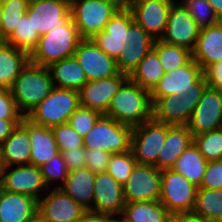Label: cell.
Wrapping results in <instances>:
<instances>
[{"mask_svg":"<svg viewBox=\"0 0 222 222\" xmlns=\"http://www.w3.org/2000/svg\"><path fill=\"white\" fill-rule=\"evenodd\" d=\"M187 1H189V0H183V2H173V4H176V5H183V4H185Z\"/></svg>","mask_w":222,"mask_h":222,"instance_id":"cell-56","label":"cell"},{"mask_svg":"<svg viewBox=\"0 0 222 222\" xmlns=\"http://www.w3.org/2000/svg\"><path fill=\"white\" fill-rule=\"evenodd\" d=\"M6 168L4 153H3V144L0 142V176L2 171Z\"/></svg>","mask_w":222,"mask_h":222,"instance_id":"cell-53","label":"cell"},{"mask_svg":"<svg viewBox=\"0 0 222 222\" xmlns=\"http://www.w3.org/2000/svg\"><path fill=\"white\" fill-rule=\"evenodd\" d=\"M172 4L170 0H132L127 7L134 21L156 40L161 39L165 33Z\"/></svg>","mask_w":222,"mask_h":222,"instance_id":"cell-17","label":"cell"},{"mask_svg":"<svg viewBox=\"0 0 222 222\" xmlns=\"http://www.w3.org/2000/svg\"><path fill=\"white\" fill-rule=\"evenodd\" d=\"M118 2H120L123 6H126V0H117Z\"/></svg>","mask_w":222,"mask_h":222,"instance_id":"cell-57","label":"cell"},{"mask_svg":"<svg viewBox=\"0 0 222 222\" xmlns=\"http://www.w3.org/2000/svg\"><path fill=\"white\" fill-rule=\"evenodd\" d=\"M124 206L123 186L107 171L97 173L94 181L93 214L120 217Z\"/></svg>","mask_w":222,"mask_h":222,"instance_id":"cell-20","label":"cell"},{"mask_svg":"<svg viewBox=\"0 0 222 222\" xmlns=\"http://www.w3.org/2000/svg\"><path fill=\"white\" fill-rule=\"evenodd\" d=\"M0 187L8 192L30 196L37 201L41 198L42 190L49 189L40 167L31 164L6 167L0 176Z\"/></svg>","mask_w":222,"mask_h":222,"instance_id":"cell-15","label":"cell"},{"mask_svg":"<svg viewBox=\"0 0 222 222\" xmlns=\"http://www.w3.org/2000/svg\"><path fill=\"white\" fill-rule=\"evenodd\" d=\"M168 222H213L203 219L191 212H170L168 214Z\"/></svg>","mask_w":222,"mask_h":222,"instance_id":"cell-49","label":"cell"},{"mask_svg":"<svg viewBox=\"0 0 222 222\" xmlns=\"http://www.w3.org/2000/svg\"><path fill=\"white\" fill-rule=\"evenodd\" d=\"M40 169L48 188L51 186L50 184H52V182L54 183V181L56 183V181L60 180L64 184L69 173L62 153L55 155L46 164H43Z\"/></svg>","mask_w":222,"mask_h":222,"instance_id":"cell-43","label":"cell"},{"mask_svg":"<svg viewBox=\"0 0 222 222\" xmlns=\"http://www.w3.org/2000/svg\"><path fill=\"white\" fill-rule=\"evenodd\" d=\"M96 174L89 168L83 167L69 171L65 183L57 186L79 205L93 214L94 181ZM92 202V203H91Z\"/></svg>","mask_w":222,"mask_h":222,"instance_id":"cell-26","label":"cell"},{"mask_svg":"<svg viewBox=\"0 0 222 222\" xmlns=\"http://www.w3.org/2000/svg\"><path fill=\"white\" fill-rule=\"evenodd\" d=\"M101 113L79 106L69 117V125L83 138L94 127Z\"/></svg>","mask_w":222,"mask_h":222,"instance_id":"cell-41","label":"cell"},{"mask_svg":"<svg viewBox=\"0 0 222 222\" xmlns=\"http://www.w3.org/2000/svg\"><path fill=\"white\" fill-rule=\"evenodd\" d=\"M192 135L222 128V90L207 85L187 123Z\"/></svg>","mask_w":222,"mask_h":222,"instance_id":"cell-10","label":"cell"},{"mask_svg":"<svg viewBox=\"0 0 222 222\" xmlns=\"http://www.w3.org/2000/svg\"><path fill=\"white\" fill-rule=\"evenodd\" d=\"M198 188L222 189V160L207 162L202 184Z\"/></svg>","mask_w":222,"mask_h":222,"instance_id":"cell-45","label":"cell"},{"mask_svg":"<svg viewBox=\"0 0 222 222\" xmlns=\"http://www.w3.org/2000/svg\"><path fill=\"white\" fill-rule=\"evenodd\" d=\"M53 80L49 67L32 62L22 69L10 89L18 110L26 117L53 89Z\"/></svg>","mask_w":222,"mask_h":222,"instance_id":"cell-2","label":"cell"},{"mask_svg":"<svg viewBox=\"0 0 222 222\" xmlns=\"http://www.w3.org/2000/svg\"><path fill=\"white\" fill-rule=\"evenodd\" d=\"M62 156L69 171L86 167V148L84 146L63 151Z\"/></svg>","mask_w":222,"mask_h":222,"instance_id":"cell-47","label":"cell"},{"mask_svg":"<svg viewBox=\"0 0 222 222\" xmlns=\"http://www.w3.org/2000/svg\"><path fill=\"white\" fill-rule=\"evenodd\" d=\"M199 30L200 27L183 5L172 4L168 14L165 33L160 40L193 51Z\"/></svg>","mask_w":222,"mask_h":222,"instance_id":"cell-18","label":"cell"},{"mask_svg":"<svg viewBox=\"0 0 222 222\" xmlns=\"http://www.w3.org/2000/svg\"><path fill=\"white\" fill-rule=\"evenodd\" d=\"M123 5L117 0H72L71 18L83 39H92Z\"/></svg>","mask_w":222,"mask_h":222,"instance_id":"cell-4","label":"cell"},{"mask_svg":"<svg viewBox=\"0 0 222 222\" xmlns=\"http://www.w3.org/2000/svg\"><path fill=\"white\" fill-rule=\"evenodd\" d=\"M0 118L4 120H22L24 118L17 108L11 90L0 89Z\"/></svg>","mask_w":222,"mask_h":222,"instance_id":"cell-44","label":"cell"},{"mask_svg":"<svg viewBox=\"0 0 222 222\" xmlns=\"http://www.w3.org/2000/svg\"><path fill=\"white\" fill-rule=\"evenodd\" d=\"M26 15L40 36L71 19L69 0H30Z\"/></svg>","mask_w":222,"mask_h":222,"instance_id":"cell-14","label":"cell"},{"mask_svg":"<svg viewBox=\"0 0 222 222\" xmlns=\"http://www.w3.org/2000/svg\"><path fill=\"white\" fill-rule=\"evenodd\" d=\"M193 143L208 162L222 160V128L193 136Z\"/></svg>","mask_w":222,"mask_h":222,"instance_id":"cell-38","label":"cell"},{"mask_svg":"<svg viewBox=\"0 0 222 222\" xmlns=\"http://www.w3.org/2000/svg\"><path fill=\"white\" fill-rule=\"evenodd\" d=\"M111 155L101 149H86V167L95 174L106 172Z\"/></svg>","mask_w":222,"mask_h":222,"instance_id":"cell-46","label":"cell"},{"mask_svg":"<svg viewBox=\"0 0 222 222\" xmlns=\"http://www.w3.org/2000/svg\"><path fill=\"white\" fill-rule=\"evenodd\" d=\"M198 187L173 169L161 170L160 203L170 212H191Z\"/></svg>","mask_w":222,"mask_h":222,"instance_id":"cell-8","label":"cell"},{"mask_svg":"<svg viewBox=\"0 0 222 222\" xmlns=\"http://www.w3.org/2000/svg\"><path fill=\"white\" fill-rule=\"evenodd\" d=\"M110 222H126L121 216L118 217H110Z\"/></svg>","mask_w":222,"mask_h":222,"instance_id":"cell-55","label":"cell"},{"mask_svg":"<svg viewBox=\"0 0 222 222\" xmlns=\"http://www.w3.org/2000/svg\"><path fill=\"white\" fill-rule=\"evenodd\" d=\"M164 74L165 72L157 53L151 49L128 78L141 88L151 92Z\"/></svg>","mask_w":222,"mask_h":222,"instance_id":"cell-32","label":"cell"},{"mask_svg":"<svg viewBox=\"0 0 222 222\" xmlns=\"http://www.w3.org/2000/svg\"><path fill=\"white\" fill-rule=\"evenodd\" d=\"M134 22L133 14L127 6H122L105 25L102 32L92 40L111 58L117 60L123 46H127L130 37V25Z\"/></svg>","mask_w":222,"mask_h":222,"instance_id":"cell-13","label":"cell"},{"mask_svg":"<svg viewBox=\"0 0 222 222\" xmlns=\"http://www.w3.org/2000/svg\"><path fill=\"white\" fill-rule=\"evenodd\" d=\"M49 69L55 87L79 91L88 82L85 72L75 56L54 62Z\"/></svg>","mask_w":222,"mask_h":222,"instance_id":"cell-30","label":"cell"},{"mask_svg":"<svg viewBox=\"0 0 222 222\" xmlns=\"http://www.w3.org/2000/svg\"><path fill=\"white\" fill-rule=\"evenodd\" d=\"M106 116L133 128L151 120L153 107L150 91L128 78L112 97Z\"/></svg>","mask_w":222,"mask_h":222,"instance_id":"cell-1","label":"cell"},{"mask_svg":"<svg viewBox=\"0 0 222 222\" xmlns=\"http://www.w3.org/2000/svg\"><path fill=\"white\" fill-rule=\"evenodd\" d=\"M30 0H0V40H5L26 14Z\"/></svg>","mask_w":222,"mask_h":222,"instance_id":"cell-37","label":"cell"},{"mask_svg":"<svg viewBox=\"0 0 222 222\" xmlns=\"http://www.w3.org/2000/svg\"><path fill=\"white\" fill-rule=\"evenodd\" d=\"M48 222H82L89 213L61 188H53L38 200L37 210Z\"/></svg>","mask_w":222,"mask_h":222,"instance_id":"cell-16","label":"cell"},{"mask_svg":"<svg viewBox=\"0 0 222 222\" xmlns=\"http://www.w3.org/2000/svg\"><path fill=\"white\" fill-rule=\"evenodd\" d=\"M127 79L128 75L119 72L109 78L86 82L79 90L80 106L106 115L112 97Z\"/></svg>","mask_w":222,"mask_h":222,"instance_id":"cell-21","label":"cell"},{"mask_svg":"<svg viewBox=\"0 0 222 222\" xmlns=\"http://www.w3.org/2000/svg\"><path fill=\"white\" fill-rule=\"evenodd\" d=\"M133 127L102 115L83 138L86 149H101L110 153L131 150Z\"/></svg>","mask_w":222,"mask_h":222,"instance_id":"cell-6","label":"cell"},{"mask_svg":"<svg viewBox=\"0 0 222 222\" xmlns=\"http://www.w3.org/2000/svg\"><path fill=\"white\" fill-rule=\"evenodd\" d=\"M29 61L27 52L0 40V89L10 90Z\"/></svg>","mask_w":222,"mask_h":222,"instance_id":"cell-28","label":"cell"},{"mask_svg":"<svg viewBox=\"0 0 222 222\" xmlns=\"http://www.w3.org/2000/svg\"><path fill=\"white\" fill-rule=\"evenodd\" d=\"M203 92L172 94L158 98L153 104V119L170 126L187 125Z\"/></svg>","mask_w":222,"mask_h":222,"instance_id":"cell-12","label":"cell"},{"mask_svg":"<svg viewBox=\"0 0 222 222\" xmlns=\"http://www.w3.org/2000/svg\"><path fill=\"white\" fill-rule=\"evenodd\" d=\"M130 1H132V0H126V6H127V4H128V2H130ZM172 3L174 2V0H170Z\"/></svg>","mask_w":222,"mask_h":222,"instance_id":"cell-58","label":"cell"},{"mask_svg":"<svg viewBox=\"0 0 222 222\" xmlns=\"http://www.w3.org/2000/svg\"><path fill=\"white\" fill-rule=\"evenodd\" d=\"M21 124L29 133L31 142V165L41 167L60 153L51 128L34 124L26 117L22 119Z\"/></svg>","mask_w":222,"mask_h":222,"instance_id":"cell-24","label":"cell"},{"mask_svg":"<svg viewBox=\"0 0 222 222\" xmlns=\"http://www.w3.org/2000/svg\"><path fill=\"white\" fill-rule=\"evenodd\" d=\"M51 129L54 133L55 141L60 153L84 146L83 137L80 136L69 123L56 125Z\"/></svg>","mask_w":222,"mask_h":222,"instance_id":"cell-42","label":"cell"},{"mask_svg":"<svg viewBox=\"0 0 222 222\" xmlns=\"http://www.w3.org/2000/svg\"><path fill=\"white\" fill-rule=\"evenodd\" d=\"M6 167L29 165L31 142L28 130L20 123L2 142Z\"/></svg>","mask_w":222,"mask_h":222,"instance_id":"cell-29","label":"cell"},{"mask_svg":"<svg viewBox=\"0 0 222 222\" xmlns=\"http://www.w3.org/2000/svg\"><path fill=\"white\" fill-rule=\"evenodd\" d=\"M74 56L88 81L109 78L119 73L116 60L101 50L92 39H83Z\"/></svg>","mask_w":222,"mask_h":222,"instance_id":"cell-19","label":"cell"},{"mask_svg":"<svg viewBox=\"0 0 222 222\" xmlns=\"http://www.w3.org/2000/svg\"><path fill=\"white\" fill-rule=\"evenodd\" d=\"M207 160L192 143L177 159L171 168L175 172L182 174L188 181L200 187L205 173Z\"/></svg>","mask_w":222,"mask_h":222,"instance_id":"cell-33","label":"cell"},{"mask_svg":"<svg viewBox=\"0 0 222 222\" xmlns=\"http://www.w3.org/2000/svg\"><path fill=\"white\" fill-rule=\"evenodd\" d=\"M82 222H110V217L88 213Z\"/></svg>","mask_w":222,"mask_h":222,"instance_id":"cell-51","label":"cell"},{"mask_svg":"<svg viewBox=\"0 0 222 222\" xmlns=\"http://www.w3.org/2000/svg\"><path fill=\"white\" fill-rule=\"evenodd\" d=\"M158 55L165 73L187 65L192 60V51L185 47L171 45L156 39L152 48Z\"/></svg>","mask_w":222,"mask_h":222,"instance_id":"cell-35","label":"cell"},{"mask_svg":"<svg viewBox=\"0 0 222 222\" xmlns=\"http://www.w3.org/2000/svg\"><path fill=\"white\" fill-rule=\"evenodd\" d=\"M79 106V91L54 86L26 118L34 124L52 128L68 123L69 117Z\"/></svg>","mask_w":222,"mask_h":222,"instance_id":"cell-5","label":"cell"},{"mask_svg":"<svg viewBox=\"0 0 222 222\" xmlns=\"http://www.w3.org/2000/svg\"><path fill=\"white\" fill-rule=\"evenodd\" d=\"M39 38L40 35L34 30L32 20L25 14L4 41L30 55L38 45Z\"/></svg>","mask_w":222,"mask_h":222,"instance_id":"cell-36","label":"cell"},{"mask_svg":"<svg viewBox=\"0 0 222 222\" xmlns=\"http://www.w3.org/2000/svg\"><path fill=\"white\" fill-rule=\"evenodd\" d=\"M213 7L215 14L222 20V0H207Z\"/></svg>","mask_w":222,"mask_h":222,"instance_id":"cell-52","label":"cell"},{"mask_svg":"<svg viewBox=\"0 0 222 222\" xmlns=\"http://www.w3.org/2000/svg\"><path fill=\"white\" fill-rule=\"evenodd\" d=\"M193 212L205 220L222 222V189L198 188Z\"/></svg>","mask_w":222,"mask_h":222,"instance_id":"cell-34","label":"cell"},{"mask_svg":"<svg viewBox=\"0 0 222 222\" xmlns=\"http://www.w3.org/2000/svg\"><path fill=\"white\" fill-rule=\"evenodd\" d=\"M38 210V201L0 187V222H27Z\"/></svg>","mask_w":222,"mask_h":222,"instance_id":"cell-27","label":"cell"},{"mask_svg":"<svg viewBox=\"0 0 222 222\" xmlns=\"http://www.w3.org/2000/svg\"><path fill=\"white\" fill-rule=\"evenodd\" d=\"M192 59L203 71L216 62H222V20L200 28Z\"/></svg>","mask_w":222,"mask_h":222,"instance_id":"cell-23","label":"cell"},{"mask_svg":"<svg viewBox=\"0 0 222 222\" xmlns=\"http://www.w3.org/2000/svg\"><path fill=\"white\" fill-rule=\"evenodd\" d=\"M125 203L159 201L161 170L153 165L136 164L128 181L123 185Z\"/></svg>","mask_w":222,"mask_h":222,"instance_id":"cell-11","label":"cell"},{"mask_svg":"<svg viewBox=\"0 0 222 222\" xmlns=\"http://www.w3.org/2000/svg\"><path fill=\"white\" fill-rule=\"evenodd\" d=\"M83 40L72 18L62 27L40 36L38 45L29 55L30 62L49 67L52 63L74 56Z\"/></svg>","mask_w":222,"mask_h":222,"instance_id":"cell-3","label":"cell"},{"mask_svg":"<svg viewBox=\"0 0 222 222\" xmlns=\"http://www.w3.org/2000/svg\"><path fill=\"white\" fill-rule=\"evenodd\" d=\"M183 6L200 28L217 24L220 21L207 0H189Z\"/></svg>","mask_w":222,"mask_h":222,"instance_id":"cell-40","label":"cell"},{"mask_svg":"<svg viewBox=\"0 0 222 222\" xmlns=\"http://www.w3.org/2000/svg\"><path fill=\"white\" fill-rule=\"evenodd\" d=\"M167 209L160 201L125 203L121 217L126 222H168Z\"/></svg>","mask_w":222,"mask_h":222,"instance_id":"cell-31","label":"cell"},{"mask_svg":"<svg viewBox=\"0 0 222 222\" xmlns=\"http://www.w3.org/2000/svg\"><path fill=\"white\" fill-rule=\"evenodd\" d=\"M152 38L135 21L130 25V37L127 46H123L116 60L119 72L130 75L144 56L153 48Z\"/></svg>","mask_w":222,"mask_h":222,"instance_id":"cell-22","label":"cell"},{"mask_svg":"<svg viewBox=\"0 0 222 222\" xmlns=\"http://www.w3.org/2000/svg\"><path fill=\"white\" fill-rule=\"evenodd\" d=\"M167 137V124L155 119L133 128L131 151L138 164L156 167L159 151Z\"/></svg>","mask_w":222,"mask_h":222,"instance_id":"cell-9","label":"cell"},{"mask_svg":"<svg viewBox=\"0 0 222 222\" xmlns=\"http://www.w3.org/2000/svg\"><path fill=\"white\" fill-rule=\"evenodd\" d=\"M208 83L202 68L192 59L187 65L165 73L150 92L152 104L160 97L172 94L203 92Z\"/></svg>","mask_w":222,"mask_h":222,"instance_id":"cell-7","label":"cell"},{"mask_svg":"<svg viewBox=\"0 0 222 222\" xmlns=\"http://www.w3.org/2000/svg\"><path fill=\"white\" fill-rule=\"evenodd\" d=\"M209 86L222 90V62H216L204 71Z\"/></svg>","mask_w":222,"mask_h":222,"instance_id":"cell-48","label":"cell"},{"mask_svg":"<svg viewBox=\"0 0 222 222\" xmlns=\"http://www.w3.org/2000/svg\"><path fill=\"white\" fill-rule=\"evenodd\" d=\"M136 164L131 150L122 153H112L107 172L123 186L128 181Z\"/></svg>","mask_w":222,"mask_h":222,"instance_id":"cell-39","label":"cell"},{"mask_svg":"<svg viewBox=\"0 0 222 222\" xmlns=\"http://www.w3.org/2000/svg\"><path fill=\"white\" fill-rule=\"evenodd\" d=\"M22 120H4L0 118V142L2 143L12 132V130L21 123Z\"/></svg>","mask_w":222,"mask_h":222,"instance_id":"cell-50","label":"cell"},{"mask_svg":"<svg viewBox=\"0 0 222 222\" xmlns=\"http://www.w3.org/2000/svg\"><path fill=\"white\" fill-rule=\"evenodd\" d=\"M192 143L193 135L187 125H167V137L159 151L156 168L171 169Z\"/></svg>","mask_w":222,"mask_h":222,"instance_id":"cell-25","label":"cell"},{"mask_svg":"<svg viewBox=\"0 0 222 222\" xmlns=\"http://www.w3.org/2000/svg\"><path fill=\"white\" fill-rule=\"evenodd\" d=\"M27 222H48L38 211Z\"/></svg>","mask_w":222,"mask_h":222,"instance_id":"cell-54","label":"cell"}]
</instances>
